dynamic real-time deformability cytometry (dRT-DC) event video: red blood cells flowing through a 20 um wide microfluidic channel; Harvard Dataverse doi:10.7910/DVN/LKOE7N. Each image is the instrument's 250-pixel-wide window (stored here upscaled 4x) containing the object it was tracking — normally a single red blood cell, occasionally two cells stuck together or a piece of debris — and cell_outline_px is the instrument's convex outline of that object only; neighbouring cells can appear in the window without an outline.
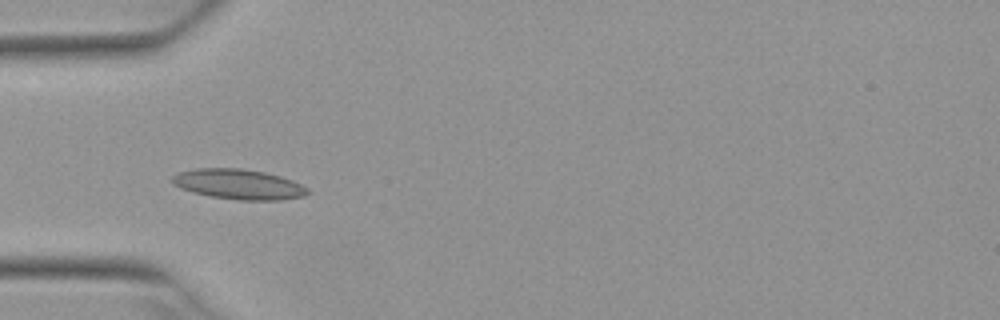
{"species": "Egyptian fruit bat (a non-hibernating species)", "species_latin": "Rousettus aegyptiacus", "temperature_condition": "warm", "stored_images_in_passage": 5, "camera_frame_rate_fps": 3000, "um_per_image_px": 0.085, "animal": {"sex": "female"}, "frame": {"image": 1, "passage_image": 4, "time_ms": 1.0, "image_size_px": [1000, 320], "cell_outline_px": [[308, 192], [304, 196], [280, 200], [236, 200], [212, 196], [192, 192], [180, 188], [172, 180], [172, 176], [180, 172], [196, 168], [240, 168], [264, 172], [280, 176], [292, 180], [308, 188]], "centroid_in_image_um": [20.29, 15.66], "position_along_channel_um": 64.7, "area_um2": 23.58}}
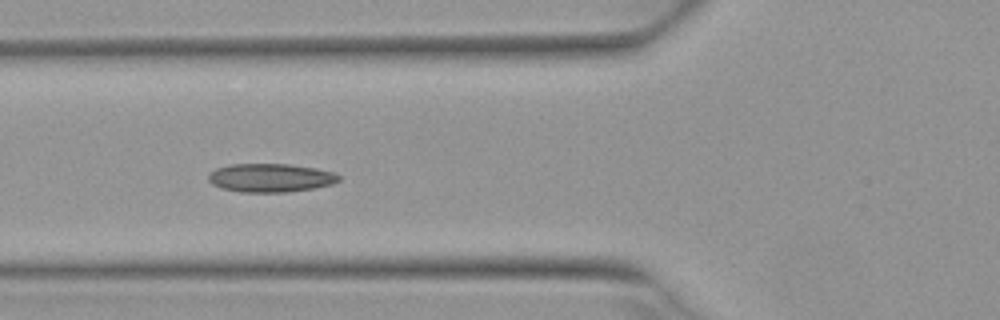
{"frame": {"image": 2, "passage_image": 5, "time_ms": 1.333, "image_size_px": [1000, 320], "cell_outline_px": [[340, 180], [332, 184], [312, 188], [288, 192], [240, 192], [224, 188], [212, 184], [208, 180], [208, 176], [216, 168], [228, 164], [288, 164], [316, 168], [332, 172], [340, 176]], "centroid_in_image_um": [22.99, 15.11], "position_along_channel_um": 102.8, "area_um2": 21.56}}